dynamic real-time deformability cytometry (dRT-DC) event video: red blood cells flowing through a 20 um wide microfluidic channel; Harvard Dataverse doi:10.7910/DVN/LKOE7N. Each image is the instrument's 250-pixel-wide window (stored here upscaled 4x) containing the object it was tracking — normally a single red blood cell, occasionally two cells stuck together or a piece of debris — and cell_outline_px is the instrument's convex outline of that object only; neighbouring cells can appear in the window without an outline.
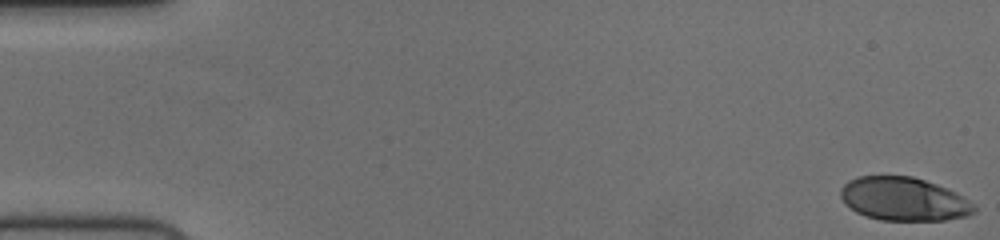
{"species": "human", "species_latin": "Homo sapiens", "temperature_condition": "cold", "stored_images_in_passage": 56, "camera_frame_rate_fps": 3000, "um_per_image_px": 0.085, "donor": {"sex": "female"}, "frame": {"image": 1, "passage_image": 1, "time_ms": 0.0, "image_size_px": [1000, 240], "cell_outline_px": [[976, 212], [968, 216], [944, 220], [880, 220], [864, 216], [856, 212], [844, 204], [840, 196], [840, 188], [848, 180], [856, 176], [912, 176], [948, 188], [956, 192], [976, 204]], "centroid_in_image_um": [76.82, 16.92], "position_along_channel_um": 8.2, "area_um2": 34.22}}
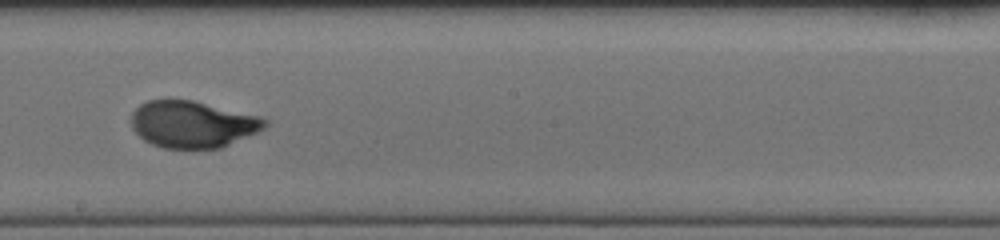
{"frame": {"image": 2, "passage_image": 32, "time_ms": 10.333, "image_size_px": [1000, 240], "cell_outline_px": [[268, 124], [264, 128], [256, 132], [220, 148], [164, 148], [152, 144], [144, 140], [132, 128], [132, 112], [140, 104], [148, 100], [192, 100], [260, 116], [268, 120]], "centroid_in_image_um": [16.36, 10.56], "position_along_channel_um": 231.8, "area_um2": 36.13}}
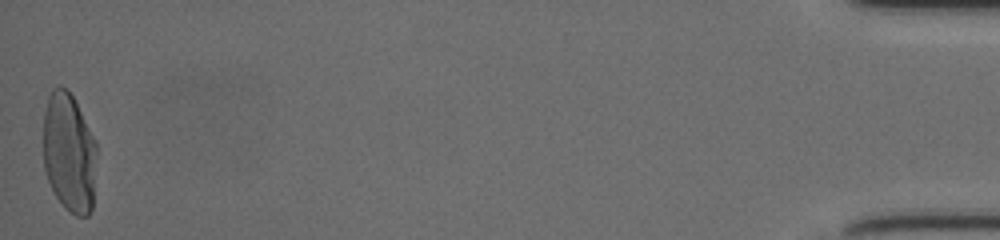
{"frame": {"image": 3, "passage_image": 56, "time_ms": 18.333, "image_size_px": [1000, 240], "cell_outline_px": [[96, 152], [92, 208], [88, 216], [76, 216], [64, 208], [56, 196], [48, 180], [44, 168], [44, 112], [48, 96], [52, 88], [60, 84], [68, 88], [96, 140]], "centroid_in_image_um": [5.87, 12.95], "position_along_channel_um": 429.3, "area_um2": 37.34}, "authors_computed_cell_mechanics": {"area_um2": 36.0672, "velocity_mm_per_s": 3.6917, "shape_relaxation_time_tau1_ms": 4.3326, "shape_relaxation_time_tau2_ms": null, "deformation_change_tau1": 0.1889, "deformation_change_tau2": null}}